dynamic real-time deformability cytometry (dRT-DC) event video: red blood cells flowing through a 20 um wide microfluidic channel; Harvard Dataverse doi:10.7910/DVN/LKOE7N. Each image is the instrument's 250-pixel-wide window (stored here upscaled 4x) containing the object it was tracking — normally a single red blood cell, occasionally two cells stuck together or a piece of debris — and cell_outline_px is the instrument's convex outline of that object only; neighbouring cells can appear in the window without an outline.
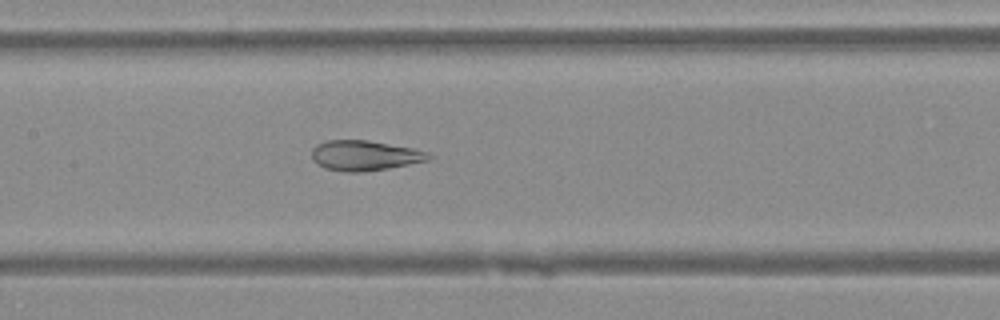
{"species": "Egyptian fruit bat (a non-hibernating species)", "species_latin": "Rousettus aegyptiacus", "temperature_condition": "warm", "stored_images_in_passage": 45, "camera_frame_rate_fps": 3000, "um_per_image_px": 0.085, "animal": {"sex": "female"}, "frame": {"image": 1, "passage_image": 23, "time_ms": 7.333, "image_size_px": [1000, 320], "cell_outline_px": [[432, 156], [428, 160], [388, 168], [360, 172], [348, 172], [324, 168], [316, 164], [312, 160], [312, 148], [316, 144], [328, 140], [368, 140], [412, 148], [424, 152]], "centroid_in_image_um": [30.92, 13.21], "position_along_channel_um": 176.5, "area_um2": 20.35}}
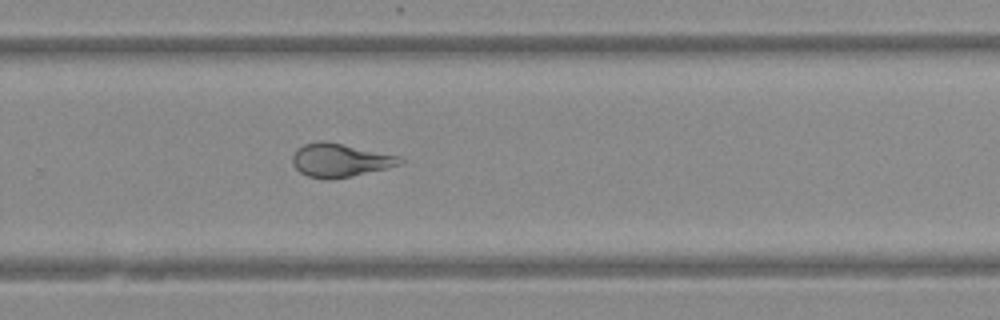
{"frame": {"image": 2, "passage_image": 32, "time_ms": 10.333, "image_size_px": [1000, 320], "cell_outline_px": [[404, 164], [352, 176], [332, 180], [324, 180], [308, 176], [300, 172], [296, 168], [292, 160], [292, 156], [296, 148], [304, 144], [316, 140], [324, 140], [400, 156], [404, 160]], "centroid_in_image_um": [28.89, 13.62], "position_along_channel_um": 300.9, "area_um2": 21.21}}
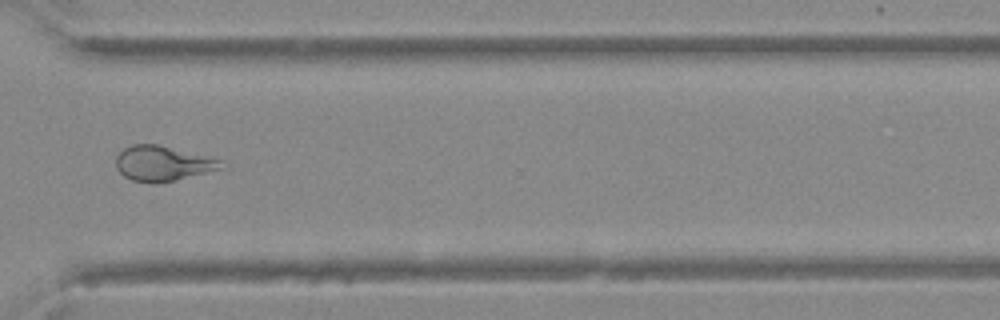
{"frame": {"image": 3, "passage_image": 36, "time_ms": 11.667, "image_size_px": [1000, 320], "cell_outline_px": [[228, 164], [224, 168], [176, 180], [132, 180], [124, 176], [116, 168], [116, 156], [124, 148], [132, 144], [156, 144], [220, 160]], "centroid_in_image_um": [13.84, 13.86], "position_along_channel_um": 356.8, "area_um2": 20.75}}